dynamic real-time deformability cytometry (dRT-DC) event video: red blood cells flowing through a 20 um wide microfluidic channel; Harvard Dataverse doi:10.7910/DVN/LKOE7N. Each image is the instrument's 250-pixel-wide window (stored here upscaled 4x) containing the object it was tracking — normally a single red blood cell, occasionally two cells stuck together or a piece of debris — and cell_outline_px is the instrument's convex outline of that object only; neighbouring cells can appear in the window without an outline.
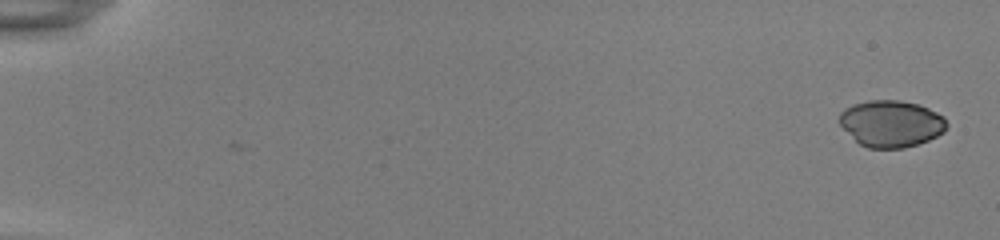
{"species": "common noctule bat (a hibernating species)", "species_latin": "Nyctalus noctula", "temperature_condition": "room temperature", "stored_images_in_passage": 2, "camera_frame_rate_fps": 3000, "um_per_image_px": 0.085, "animal": {"sex": "female", "body_mass_g": 22.0, "forearm_length_mm": 56.7}, "frame": {"image": 1, "passage_image": 2, "time_ms": 0.333, "image_size_px": [1000, 240], "cell_outline_px": [[948, 124], [944, 132], [928, 140], [904, 148], [868, 148], [860, 144], [840, 124], [840, 112], [844, 108], [852, 104], [868, 100], [900, 100], [916, 104], [928, 108], [944, 116]], "centroid_in_image_um": [75.76, 10.5], "position_along_channel_um": 9.2, "area_um2": 29.07}}